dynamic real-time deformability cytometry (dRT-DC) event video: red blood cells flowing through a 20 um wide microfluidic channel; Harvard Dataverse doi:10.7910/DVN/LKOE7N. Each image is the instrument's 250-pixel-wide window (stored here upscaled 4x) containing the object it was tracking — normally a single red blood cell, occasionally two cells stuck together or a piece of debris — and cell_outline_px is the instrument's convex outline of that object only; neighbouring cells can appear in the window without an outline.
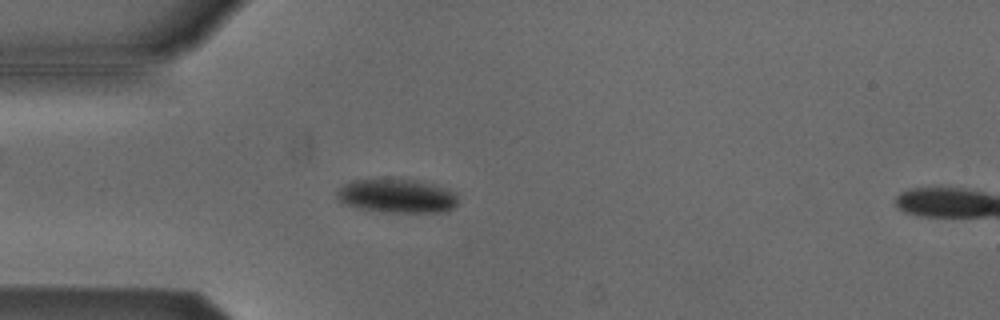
{"species": "Egyptian fruit bat (a non-hibernating species)", "species_latin": "Rousettus aegyptiacus", "temperature_condition": "cold", "stored_images_in_passage": 40, "camera_frame_rate_fps": 3000, "um_per_image_px": 0.085, "animal": {"sex": "male"}, "frame": {"image": 1, "passage_image": 1, "time_ms": 0.0, "image_size_px": [1000, 320], "cell_outline_px": [[456, 204], [452, 208], [444, 212], [384, 212], [360, 208], [344, 204], [336, 196], [336, 192], [344, 184], [352, 180], [412, 180], [432, 184], [456, 192]], "centroid_in_image_um": [33.72, 16.67], "position_along_channel_um": 51.3, "area_um2": 23.47}}
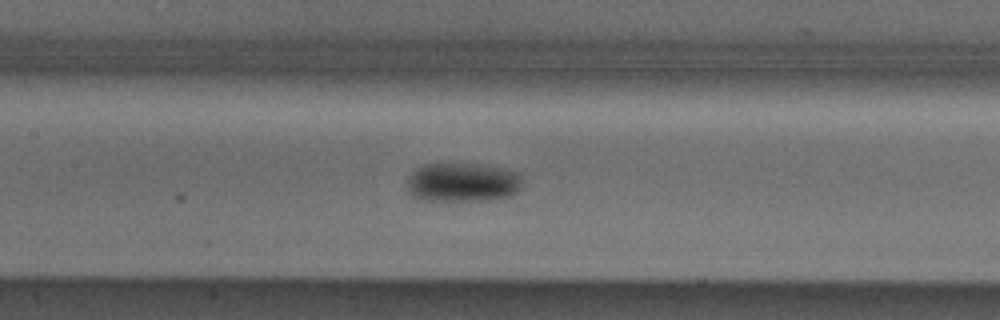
{"frame": {"image": 2, "passage_image": 11, "time_ms": 3.333, "image_size_px": [1000, 320], "cell_outline_px": [[520, 184], [516, 192], [512, 196], [488, 200], [424, 200], [412, 196], [408, 192], [408, 176], [416, 168], [424, 164], [476, 164], [516, 172], [520, 176]], "centroid_in_image_um": [39.26, 15.51], "position_along_channel_um": 168.1, "area_um2": 25.89}}
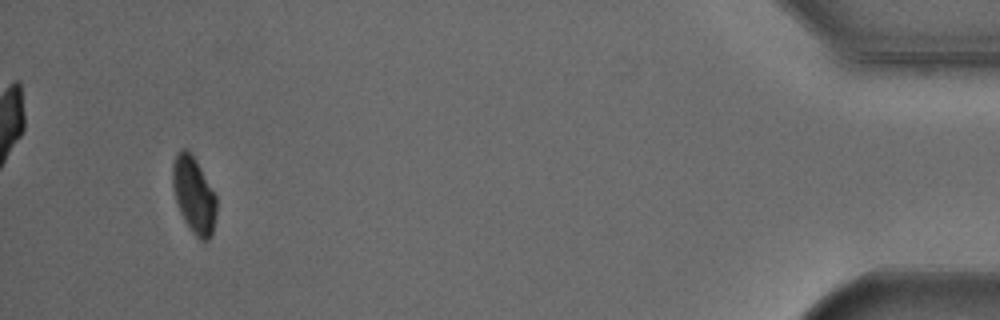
{"frame": {"image": 3, "passage_image": 37, "time_ms": 12.0, "image_size_px": [1000, 320], "cell_outline_px": [[216, 212], [212, 232], [208, 240], [200, 240], [192, 232], [184, 220], [176, 204], [172, 184], [172, 164], [176, 152], [180, 148], [188, 148], [196, 160], [216, 196]], "centroid_in_image_um": [16.44, 16.53], "position_along_channel_um": 418.8, "area_um2": 19.59}, "authors_computed_cell_mechanics": {"area_um2": 23.6691, "velocity_mm_per_s": 3.801, "shape_relaxation_time_tau1_ms": 2.2955, "shape_relaxation_time_tau2_ms": null, "deformation_change_tau1": 0.0663, "deformation_change_tau2": null}}